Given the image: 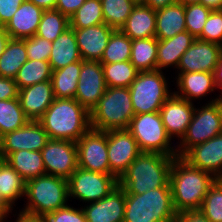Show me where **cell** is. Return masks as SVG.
Listing matches in <instances>:
<instances>
[{
    "mask_svg": "<svg viewBox=\"0 0 222 222\" xmlns=\"http://www.w3.org/2000/svg\"><path fill=\"white\" fill-rule=\"evenodd\" d=\"M106 89L101 62L82 60L75 99L90 113Z\"/></svg>",
    "mask_w": 222,
    "mask_h": 222,
    "instance_id": "obj_14",
    "label": "cell"
},
{
    "mask_svg": "<svg viewBox=\"0 0 222 222\" xmlns=\"http://www.w3.org/2000/svg\"><path fill=\"white\" fill-rule=\"evenodd\" d=\"M104 22L101 0H86L80 8L69 17V27L87 28Z\"/></svg>",
    "mask_w": 222,
    "mask_h": 222,
    "instance_id": "obj_39",
    "label": "cell"
},
{
    "mask_svg": "<svg viewBox=\"0 0 222 222\" xmlns=\"http://www.w3.org/2000/svg\"><path fill=\"white\" fill-rule=\"evenodd\" d=\"M186 31L185 6L179 2L156 10V32L158 40L174 37Z\"/></svg>",
    "mask_w": 222,
    "mask_h": 222,
    "instance_id": "obj_26",
    "label": "cell"
},
{
    "mask_svg": "<svg viewBox=\"0 0 222 222\" xmlns=\"http://www.w3.org/2000/svg\"><path fill=\"white\" fill-rule=\"evenodd\" d=\"M15 222H44L43 217H36L19 211Z\"/></svg>",
    "mask_w": 222,
    "mask_h": 222,
    "instance_id": "obj_52",
    "label": "cell"
},
{
    "mask_svg": "<svg viewBox=\"0 0 222 222\" xmlns=\"http://www.w3.org/2000/svg\"><path fill=\"white\" fill-rule=\"evenodd\" d=\"M130 1L134 2L137 5V4H144L145 0H130Z\"/></svg>",
    "mask_w": 222,
    "mask_h": 222,
    "instance_id": "obj_58",
    "label": "cell"
},
{
    "mask_svg": "<svg viewBox=\"0 0 222 222\" xmlns=\"http://www.w3.org/2000/svg\"><path fill=\"white\" fill-rule=\"evenodd\" d=\"M175 157L141 152L118 179V185L125 194H143L170 186V171Z\"/></svg>",
    "mask_w": 222,
    "mask_h": 222,
    "instance_id": "obj_1",
    "label": "cell"
},
{
    "mask_svg": "<svg viewBox=\"0 0 222 222\" xmlns=\"http://www.w3.org/2000/svg\"><path fill=\"white\" fill-rule=\"evenodd\" d=\"M104 22L120 30L136 4L130 0H101Z\"/></svg>",
    "mask_w": 222,
    "mask_h": 222,
    "instance_id": "obj_37",
    "label": "cell"
},
{
    "mask_svg": "<svg viewBox=\"0 0 222 222\" xmlns=\"http://www.w3.org/2000/svg\"><path fill=\"white\" fill-rule=\"evenodd\" d=\"M9 40L10 36L6 32L4 26H0V56L4 52L5 46Z\"/></svg>",
    "mask_w": 222,
    "mask_h": 222,
    "instance_id": "obj_54",
    "label": "cell"
},
{
    "mask_svg": "<svg viewBox=\"0 0 222 222\" xmlns=\"http://www.w3.org/2000/svg\"><path fill=\"white\" fill-rule=\"evenodd\" d=\"M182 158L191 166L222 178V133L190 148Z\"/></svg>",
    "mask_w": 222,
    "mask_h": 222,
    "instance_id": "obj_18",
    "label": "cell"
},
{
    "mask_svg": "<svg viewBox=\"0 0 222 222\" xmlns=\"http://www.w3.org/2000/svg\"><path fill=\"white\" fill-rule=\"evenodd\" d=\"M210 222H222V180L216 179L208 189L200 207Z\"/></svg>",
    "mask_w": 222,
    "mask_h": 222,
    "instance_id": "obj_40",
    "label": "cell"
},
{
    "mask_svg": "<svg viewBox=\"0 0 222 222\" xmlns=\"http://www.w3.org/2000/svg\"><path fill=\"white\" fill-rule=\"evenodd\" d=\"M132 40L121 30H114L104 50L101 63L129 61Z\"/></svg>",
    "mask_w": 222,
    "mask_h": 222,
    "instance_id": "obj_36",
    "label": "cell"
},
{
    "mask_svg": "<svg viewBox=\"0 0 222 222\" xmlns=\"http://www.w3.org/2000/svg\"><path fill=\"white\" fill-rule=\"evenodd\" d=\"M120 30L131 40L155 37L156 10L137 4Z\"/></svg>",
    "mask_w": 222,
    "mask_h": 222,
    "instance_id": "obj_25",
    "label": "cell"
},
{
    "mask_svg": "<svg viewBox=\"0 0 222 222\" xmlns=\"http://www.w3.org/2000/svg\"><path fill=\"white\" fill-rule=\"evenodd\" d=\"M222 53V46L195 39L192 45L181 56L178 72L214 73Z\"/></svg>",
    "mask_w": 222,
    "mask_h": 222,
    "instance_id": "obj_16",
    "label": "cell"
},
{
    "mask_svg": "<svg viewBox=\"0 0 222 222\" xmlns=\"http://www.w3.org/2000/svg\"><path fill=\"white\" fill-rule=\"evenodd\" d=\"M107 151L110 171L117 179L142 152L127 129L107 131Z\"/></svg>",
    "mask_w": 222,
    "mask_h": 222,
    "instance_id": "obj_13",
    "label": "cell"
},
{
    "mask_svg": "<svg viewBox=\"0 0 222 222\" xmlns=\"http://www.w3.org/2000/svg\"><path fill=\"white\" fill-rule=\"evenodd\" d=\"M178 2L183 4L184 6H187L191 4H199L201 0H178Z\"/></svg>",
    "mask_w": 222,
    "mask_h": 222,
    "instance_id": "obj_56",
    "label": "cell"
},
{
    "mask_svg": "<svg viewBox=\"0 0 222 222\" xmlns=\"http://www.w3.org/2000/svg\"><path fill=\"white\" fill-rule=\"evenodd\" d=\"M49 139L77 142L90 128V113L76 99L52 102L37 120Z\"/></svg>",
    "mask_w": 222,
    "mask_h": 222,
    "instance_id": "obj_3",
    "label": "cell"
},
{
    "mask_svg": "<svg viewBox=\"0 0 222 222\" xmlns=\"http://www.w3.org/2000/svg\"><path fill=\"white\" fill-rule=\"evenodd\" d=\"M216 178L191 166L182 157H175L170 171L173 206L177 213L200 209L204 197Z\"/></svg>",
    "mask_w": 222,
    "mask_h": 222,
    "instance_id": "obj_2",
    "label": "cell"
},
{
    "mask_svg": "<svg viewBox=\"0 0 222 222\" xmlns=\"http://www.w3.org/2000/svg\"><path fill=\"white\" fill-rule=\"evenodd\" d=\"M176 222H210L200 209L186 210L177 213Z\"/></svg>",
    "mask_w": 222,
    "mask_h": 222,
    "instance_id": "obj_48",
    "label": "cell"
},
{
    "mask_svg": "<svg viewBox=\"0 0 222 222\" xmlns=\"http://www.w3.org/2000/svg\"><path fill=\"white\" fill-rule=\"evenodd\" d=\"M69 28V18L57 10H45L35 35L48 41L56 38Z\"/></svg>",
    "mask_w": 222,
    "mask_h": 222,
    "instance_id": "obj_38",
    "label": "cell"
},
{
    "mask_svg": "<svg viewBox=\"0 0 222 222\" xmlns=\"http://www.w3.org/2000/svg\"><path fill=\"white\" fill-rule=\"evenodd\" d=\"M197 39L222 46V10L211 11Z\"/></svg>",
    "mask_w": 222,
    "mask_h": 222,
    "instance_id": "obj_42",
    "label": "cell"
},
{
    "mask_svg": "<svg viewBox=\"0 0 222 222\" xmlns=\"http://www.w3.org/2000/svg\"><path fill=\"white\" fill-rule=\"evenodd\" d=\"M176 2H178V0H145L144 5L149 6L154 10H158Z\"/></svg>",
    "mask_w": 222,
    "mask_h": 222,
    "instance_id": "obj_49",
    "label": "cell"
},
{
    "mask_svg": "<svg viewBox=\"0 0 222 222\" xmlns=\"http://www.w3.org/2000/svg\"><path fill=\"white\" fill-rule=\"evenodd\" d=\"M18 98V88L14 79L0 77V100Z\"/></svg>",
    "mask_w": 222,
    "mask_h": 222,
    "instance_id": "obj_46",
    "label": "cell"
},
{
    "mask_svg": "<svg viewBox=\"0 0 222 222\" xmlns=\"http://www.w3.org/2000/svg\"><path fill=\"white\" fill-rule=\"evenodd\" d=\"M176 84L179 91L174 94L192 102L201 99L208 93L213 92L216 87L214 73L210 72H177ZM181 91V92H180Z\"/></svg>",
    "mask_w": 222,
    "mask_h": 222,
    "instance_id": "obj_23",
    "label": "cell"
},
{
    "mask_svg": "<svg viewBox=\"0 0 222 222\" xmlns=\"http://www.w3.org/2000/svg\"><path fill=\"white\" fill-rule=\"evenodd\" d=\"M81 60L74 29L69 27L52 42L48 62L52 70H58Z\"/></svg>",
    "mask_w": 222,
    "mask_h": 222,
    "instance_id": "obj_27",
    "label": "cell"
},
{
    "mask_svg": "<svg viewBox=\"0 0 222 222\" xmlns=\"http://www.w3.org/2000/svg\"><path fill=\"white\" fill-rule=\"evenodd\" d=\"M52 69L48 61L27 60L14 78L17 88L22 89L43 81L51 80Z\"/></svg>",
    "mask_w": 222,
    "mask_h": 222,
    "instance_id": "obj_34",
    "label": "cell"
},
{
    "mask_svg": "<svg viewBox=\"0 0 222 222\" xmlns=\"http://www.w3.org/2000/svg\"><path fill=\"white\" fill-rule=\"evenodd\" d=\"M123 222H176L170 186L143 194H126Z\"/></svg>",
    "mask_w": 222,
    "mask_h": 222,
    "instance_id": "obj_5",
    "label": "cell"
},
{
    "mask_svg": "<svg viewBox=\"0 0 222 222\" xmlns=\"http://www.w3.org/2000/svg\"><path fill=\"white\" fill-rule=\"evenodd\" d=\"M214 78H215L216 87L219 90H222V53L214 71Z\"/></svg>",
    "mask_w": 222,
    "mask_h": 222,
    "instance_id": "obj_51",
    "label": "cell"
},
{
    "mask_svg": "<svg viewBox=\"0 0 222 222\" xmlns=\"http://www.w3.org/2000/svg\"><path fill=\"white\" fill-rule=\"evenodd\" d=\"M9 213H12V210H10L0 199V219L1 222H5L7 217H9Z\"/></svg>",
    "mask_w": 222,
    "mask_h": 222,
    "instance_id": "obj_55",
    "label": "cell"
},
{
    "mask_svg": "<svg viewBox=\"0 0 222 222\" xmlns=\"http://www.w3.org/2000/svg\"><path fill=\"white\" fill-rule=\"evenodd\" d=\"M82 60L100 61L115 29L101 23L87 28H72Z\"/></svg>",
    "mask_w": 222,
    "mask_h": 222,
    "instance_id": "obj_20",
    "label": "cell"
},
{
    "mask_svg": "<svg viewBox=\"0 0 222 222\" xmlns=\"http://www.w3.org/2000/svg\"><path fill=\"white\" fill-rule=\"evenodd\" d=\"M26 206L19 210L25 214L44 217L67 206L69 201L68 180L44 174L26 181Z\"/></svg>",
    "mask_w": 222,
    "mask_h": 222,
    "instance_id": "obj_4",
    "label": "cell"
},
{
    "mask_svg": "<svg viewBox=\"0 0 222 222\" xmlns=\"http://www.w3.org/2000/svg\"><path fill=\"white\" fill-rule=\"evenodd\" d=\"M2 155H0V189H1Z\"/></svg>",
    "mask_w": 222,
    "mask_h": 222,
    "instance_id": "obj_57",
    "label": "cell"
},
{
    "mask_svg": "<svg viewBox=\"0 0 222 222\" xmlns=\"http://www.w3.org/2000/svg\"><path fill=\"white\" fill-rule=\"evenodd\" d=\"M163 71H139L129 86L134 113L159 112L172 95Z\"/></svg>",
    "mask_w": 222,
    "mask_h": 222,
    "instance_id": "obj_7",
    "label": "cell"
},
{
    "mask_svg": "<svg viewBox=\"0 0 222 222\" xmlns=\"http://www.w3.org/2000/svg\"><path fill=\"white\" fill-rule=\"evenodd\" d=\"M26 181L20 176L2 156L0 199L10 209L15 202L25 196Z\"/></svg>",
    "mask_w": 222,
    "mask_h": 222,
    "instance_id": "obj_30",
    "label": "cell"
},
{
    "mask_svg": "<svg viewBox=\"0 0 222 222\" xmlns=\"http://www.w3.org/2000/svg\"><path fill=\"white\" fill-rule=\"evenodd\" d=\"M86 0H57L55 10L68 18L71 17Z\"/></svg>",
    "mask_w": 222,
    "mask_h": 222,
    "instance_id": "obj_47",
    "label": "cell"
},
{
    "mask_svg": "<svg viewBox=\"0 0 222 222\" xmlns=\"http://www.w3.org/2000/svg\"><path fill=\"white\" fill-rule=\"evenodd\" d=\"M82 60L52 70L51 82L55 98L75 99Z\"/></svg>",
    "mask_w": 222,
    "mask_h": 222,
    "instance_id": "obj_29",
    "label": "cell"
},
{
    "mask_svg": "<svg viewBox=\"0 0 222 222\" xmlns=\"http://www.w3.org/2000/svg\"><path fill=\"white\" fill-rule=\"evenodd\" d=\"M25 0H0V26H5Z\"/></svg>",
    "mask_w": 222,
    "mask_h": 222,
    "instance_id": "obj_45",
    "label": "cell"
},
{
    "mask_svg": "<svg viewBox=\"0 0 222 222\" xmlns=\"http://www.w3.org/2000/svg\"><path fill=\"white\" fill-rule=\"evenodd\" d=\"M5 159L25 181L46 174L41 151L19 150Z\"/></svg>",
    "mask_w": 222,
    "mask_h": 222,
    "instance_id": "obj_28",
    "label": "cell"
},
{
    "mask_svg": "<svg viewBox=\"0 0 222 222\" xmlns=\"http://www.w3.org/2000/svg\"><path fill=\"white\" fill-rule=\"evenodd\" d=\"M29 121L18 98L0 100V137L23 127Z\"/></svg>",
    "mask_w": 222,
    "mask_h": 222,
    "instance_id": "obj_33",
    "label": "cell"
},
{
    "mask_svg": "<svg viewBox=\"0 0 222 222\" xmlns=\"http://www.w3.org/2000/svg\"><path fill=\"white\" fill-rule=\"evenodd\" d=\"M27 60L25 42L21 39H10L0 56V77L14 79Z\"/></svg>",
    "mask_w": 222,
    "mask_h": 222,
    "instance_id": "obj_31",
    "label": "cell"
},
{
    "mask_svg": "<svg viewBox=\"0 0 222 222\" xmlns=\"http://www.w3.org/2000/svg\"><path fill=\"white\" fill-rule=\"evenodd\" d=\"M41 154L46 174L68 180L78 168V151L74 141L49 139Z\"/></svg>",
    "mask_w": 222,
    "mask_h": 222,
    "instance_id": "obj_12",
    "label": "cell"
},
{
    "mask_svg": "<svg viewBox=\"0 0 222 222\" xmlns=\"http://www.w3.org/2000/svg\"><path fill=\"white\" fill-rule=\"evenodd\" d=\"M43 220L44 222H87L82 208L77 209L70 205L46 214Z\"/></svg>",
    "mask_w": 222,
    "mask_h": 222,
    "instance_id": "obj_44",
    "label": "cell"
},
{
    "mask_svg": "<svg viewBox=\"0 0 222 222\" xmlns=\"http://www.w3.org/2000/svg\"><path fill=\"white\" fill-rule=\"evenodd\" d=\"M126 194L119 185L106 197L81 207L87 222H123Z\"/></svg>",
    "mask_w": 222,
    "mask_h": 222,
    "instance_id": "obj_19",
    "label": "cell"
},
{
    "mask_svg": "<svg viewBox=\"0 0 222 222\" xmlns=\"http://www.w3.org/2000/svg\"><path fill=\"white\" fill-rule=\"evenodd\" d=\"M194 110L193 102H189L174 93L165 101L159 113L171 139L177 137L180 138L179 141L182 140L191 122Z\"/></svg>",
    "mask_w": 222,
    "mask_h": 222,
    "instance_id": "obj_17",
    "label": "cell"
},
{
    "mask_svg": "<svg viewBox=\"0 0 222 222\" xmlns=\"http://www.w3.org/2000/svg\"><path fill=\"white\" fill-rule=\"evenodd\" d=\"M44 10H55L57 0H28Z\"/></svg>",
    "mask_w": 222,
    "mask_h": 222,
    "instance_id": "obj_50",
    "label": "cell"
},
{
    "mask_svg": "<svg viewBox=\"0 0 222 222\" xmlns=\"http://www.w3.org/2000/svg\"><path fill=\"white\" fill-rule=\"evenodd\" d=\"M78 167L88 171L113 175L107 151V131L90 128L76 142Z\"/></svg>",
    "mask_w": 222,
    "mask_h": 222,
    "instance_id": "obj_11",
    "label": "cell"
},
{
    "mask_svg": "<svg viewBox=\"0 0 222 222\" xmlns=\"http://www.w3.org/2000/svg\"><path fill=\"white\" fill-rule=\"evenodd\" d=\"M222 133V95L194 110L185 136L178 143L177 157H182L193 146Z\"/></svg>",
    "mask_w": 222,
    "mask_h": 222,
    "instance_id": "obj_8",
    "label": "cell"
},
{
    "mask_svg": "<svg viewBox=\"0 0 222 222\" xmlns=\"http://www.w3.org/2000/svg\"><path fill=\"white\" fill-rule=\"evenodd\" d=\"M134 115L129 87H107L90 112V126L98 131L127 129Z\"/></svg>",
    "mask_w": 222,
    "mask_h": 222,
    "instance_id": "obj_6",
    "label": "cell"
},
{
    "mask_svg": "<svg viewBox=\"0 0 222 222\" xmlns=\"http://www.w3.org/2000/svg\"><path fill=\"white\" fill-rule=\"evenodd\" d=\"M195 38L188 32L183 31L174 37L158 40L156 70L175 67L177 69L181 56L192 45Z\"/></svg>",
    "mask_w": 222,
    "mask_h": 222,
    "instance_id": "obj_24",
    "label": "cell"
},
{
    "mask_svg": "<svg viewBox=\"0 0 222 222\" xmlns=\"http://www.w3.org/2000/svg\"><path fill=\"white\" fill-rule=\"evenodd\" d=\"M211 11V9L200 3L185 6L186 31H188L195 39L201 35Z\"/></svg>",
    "mask_w": 222,
    "mask_h": 222,
    "instance_id": "obj_41",
    "label": "cell"
},
{
    "mask_svg": "<svg viewBox=\"0 0 222 222\" xmlns=\"http://www.w3.org/2000/svg\"><path fill=\"white\" fill-rule=\"evenodd\" d=\"M157 51L156 37L132 40L130 62L138 71L156 70Z\"/></svg>",
    "mask_w": 222,
    "mask_h": 222,
    "instance_id": "obj_32",
    "label": "cell"
},
{
    "mask_svg": "<svg viewBox=\"0 0 222 222\" xmlns=\"http://www.w3.org/2000/svg\"><path fill=\"white\" fill-rule=\"evenodd\" d=\"M26 45L28 60L49 61L52 42L37 35L22 39Z\"/></svg>",
    "mask_w": 222,
    "mask_h": 222,
    "instance_id": "obj_43",
    "label": "cell"
},
{
    "mask_svg": "<svg viewBox=\"0 0 222 222\" xmlns=\"http://www.w3.org/2000/svg\"><path fill=\"white\" fill-rule=\"evenodd\" d=\"M200 4L213 10H222V0H201Z\"/></svg>",
    "mask_w": 222,
    "mask_h": 222,
    "instance_id": "obj_53",
    "label": "cell"
},
{
    "mask_svg": "<svg viewBox=\"0 0 222 222\" xmlns=\"http://www.w3.org/2000/svg\"><path fill=\"white\" fill-rule=\"evenodd\" d=\"M118 186L114 175L88 171L78 167L68 179L69 197L91 203L106 197Z\"/></svg>",
    "mask_w": 222,
    "mask_h": 222,
    "instance_id": "obj_10",
    "label": "cell"
},
{
    "mask_svg": "<svg viewBox=\"0 0 222 222\" xmlns=\"http://www.w3.org/2000/svg\"><path fill=\"white\" fill-rule=\"evenodd\" d=\"M18 99L25 115L37 121L55 100L51 80L19 89Z\"/></svg>",
    "mask_w": 222,
    "mask_h": 222,
    "instance_id": "obj_21",
    "label": "cell"
},
{
    "mask_svg": "<svg viewBox=\"0 0 222 222\" xmlns=\"http://www.w3.org/2000/svg\"><path fill=\"white\" fill-rule=\"evenodd\" d=\"M101 64L107 87H129L139 73L130 60Z\"/></svg>",
    "mask_w": 222,
    "mask_h": 222,
    "instance_id": "obj_35",
    "label": "cell"
},
{
    "mask_svg": "<svg viewBox=\"0 0 222 222\" xmlns=\"http://www.w3.org/2000/svg\"><path fill=\"white\" fill-rule=\"evenodd\" d=\"M44 9L25 0L4 26L10 39H25L34 36L41 21Z\"/></svg>",
    "mask_w": 222,
    "mask_h": 222,
    "instance_id": "obj_22",
    "label": "cell"
},
{
    "mask_svg": "<svg viewBox=\"0 0 222 222\" xmlns=\"http://www.w3.org/2000/svg\"><path fill=\"white\" fill-rule=\"evenodd\" d=\"M48 140L42 125L30 120L23 127L0 137V155L6 158L19 150L41 151Z\"/></svg>",
    "mask_w": 222,
    "mask_h": 222,
    "instance_id": "obj_15",
    "label": "cell"
},
{
    "mask_svg": "<svg viewBox=\"0 0 222 222\" xmlns=\"http://www.w3.org/2000/svg\"><path fill=\"white\" fill-rule=\"evenodd\" d=\"M127 130L132 134L142 152L177 156L176 146L166 132L159 112L136 114Z\"/></svg>",
    "mask_w": 222,
    "mask_h": 222,
    "instance_id": "obj_9",
    "label": "cell"
}]
</instances>
